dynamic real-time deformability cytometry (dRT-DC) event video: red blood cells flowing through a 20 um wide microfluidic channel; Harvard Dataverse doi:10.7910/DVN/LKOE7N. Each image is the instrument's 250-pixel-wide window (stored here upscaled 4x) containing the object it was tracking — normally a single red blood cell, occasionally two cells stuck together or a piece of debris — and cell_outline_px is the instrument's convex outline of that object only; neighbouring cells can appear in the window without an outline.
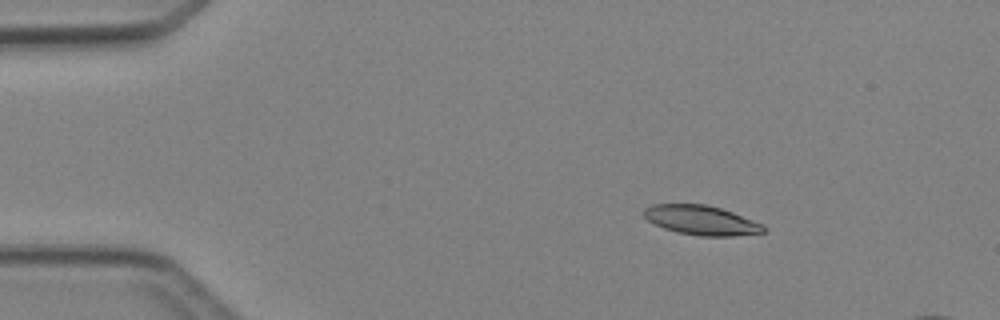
{"species": "Egyptian fruit bat (a non-hibernating species)", "species_latin": "Rousettus aegyptiacus", "temperature_condition": "cold", "stored_images_in_passage": 4, "camera_frame_rate_fps": 3000, "um_per_image_px": 0.085, "animal": {"sex": "female"}, "frame": {"image": 1, "passage_image": 2, "time_ms": 1.333, "image_size_px": [1000, 320], "cell_outline_px": [[768, 228], [764, 232], [732, 236], [700, 236], [676, 232], [664, 228], [648, 220], [644, 216], [644, 208], [652, 204], [704, 204], [720, 208], [732, 212], [764, 224]], "centroid_in_image_um": [59.63, 18.72], "position_along_channel_um": 25.4, "area_um2": 20.52}}